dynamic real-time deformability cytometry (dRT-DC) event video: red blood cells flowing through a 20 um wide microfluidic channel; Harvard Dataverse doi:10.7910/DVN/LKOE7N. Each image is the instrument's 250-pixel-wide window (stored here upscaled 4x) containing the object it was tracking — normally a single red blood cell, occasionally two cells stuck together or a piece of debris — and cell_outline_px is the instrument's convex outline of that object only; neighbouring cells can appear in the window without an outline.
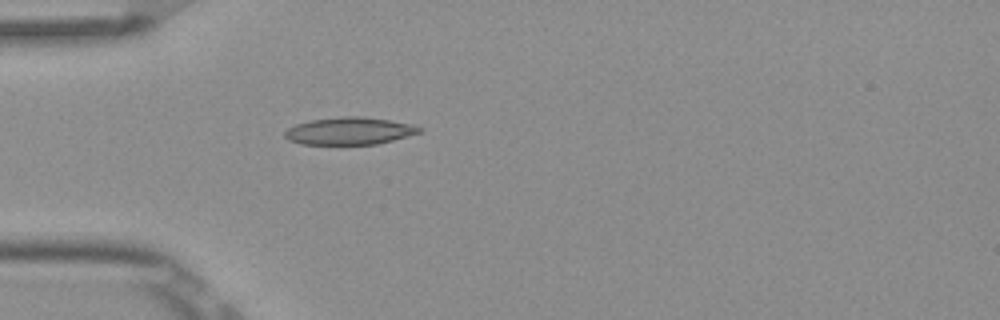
{"species": "Egyptian fruit bat (a non-hibernating species)", "species_latin": "Rousettus aegyptiacus", "temperature_condition": "room temperature", "stored_images_in_passage": 5, "camera_frame_rate_fps": 3000, "um_per_image_px": 0.085, "frame": {"image": 1, "passage_image": 5, "time_ms": 1.333, "image_size_px": [1000, 320], "cell_outline_px": [[424, 132], [376, 144], [300, 144], [288, 140], [284, 136], [284, 132], [288, 128], [296, 124], [312, 120], [344, 116], [360, 116], [388, 120], [412, 124], [424, 128]], "centroid_in_image_um": [29.73, 11.13], "position_along_channel_um": 55.3, "area_um2": 21.44}}